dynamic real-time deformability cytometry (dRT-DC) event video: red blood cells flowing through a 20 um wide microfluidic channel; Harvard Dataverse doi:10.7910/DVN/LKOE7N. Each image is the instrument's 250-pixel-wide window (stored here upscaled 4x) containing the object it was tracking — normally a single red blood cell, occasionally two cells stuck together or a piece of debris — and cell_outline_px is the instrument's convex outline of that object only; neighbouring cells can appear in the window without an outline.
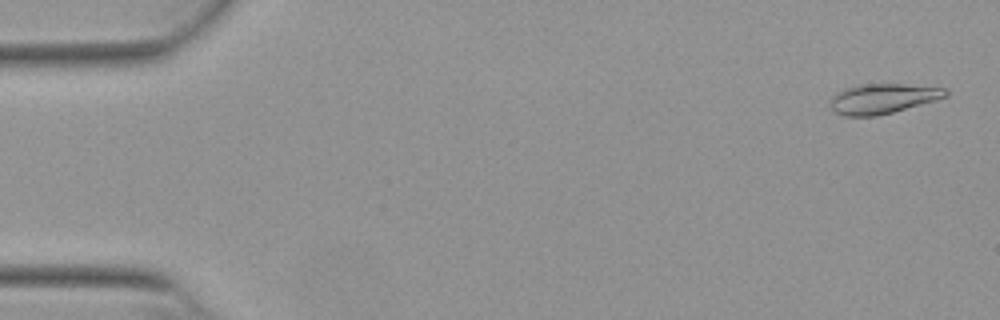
{"species": "Egyptian fruit bat (a non-hibernating species)", "species_latin": "Rousettus aegyptiacus", "temperature_condition": "warm", "stored_images_in_passage": 53, "camera_frame_rate_fps": 3000, "um_per_image_px": 0.085, "animal": {"sex": "female"}, "frame": {"image": 1, "passage_image": 2, "time_ms": 0.333, "image_size_px": [1000, 320], "cell_outline_px": [[948, 96], [936, 100], [892, 112], [876, 116], [844, 116], [836, 112], [832, 108], [832, 96], [836, 92], [844, 88], [856, 84], [904, 84], [948, 88]], "centroid_in_image_um": [75.05, 8.37], "position_along_channel_um": 9.9, "area_um2": 20.11}}
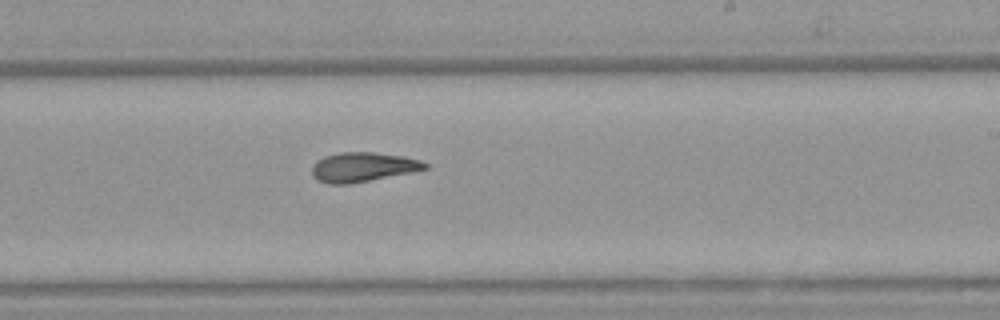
{"frame": {"image": 2, "passage_image": 32, "time_ms": 10.333, "image_size_px": [1000, 320], "cell_outline_px": [[428, 168], [412, 172], [348, 184], [328, 184], [316, 180], [312, 176], [312, 164], [316, 160], [324, 156], [340, 152], [372, 152], [400, 156], [420, 160], [428, 164]], "centroid_in_image_um": [30.78, 14.2], "position_along_channel_um": 258.2, "area_um2": 19.36}}
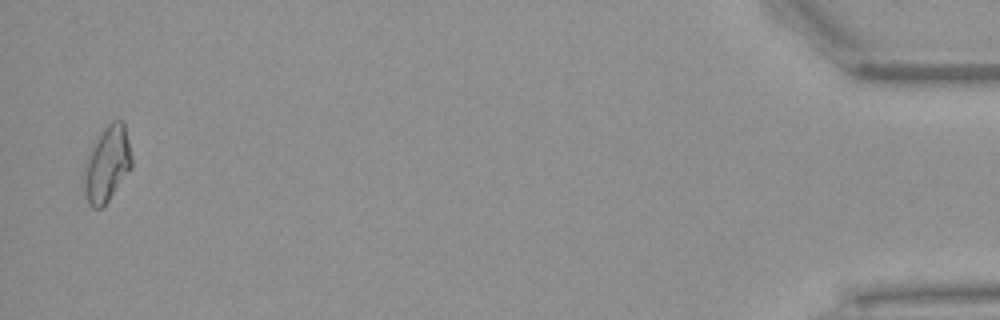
{"frame": {"image": 3, "passage_image": 52, "time_ms": 17.0, "image_size_px": [1000, 320], "cell_outline_px": [[132, 168], [108, 200], [100, 208], [92, 208], [88, 204], [84, 192], [84, 160], [104, 128], [112, 120], [124, 120], [132, 156]], "centroid_in_image_um": [9.11, 13.94], "position_along_channel_um": 426.1, "area_um2": 21.04}, "authors_computed_cell_mechanics": {"area_um2": 19.5942, "velocity_mm_per_s": 3.8592, "shape_relaxation_time_tau1_ms": null, "shape_relaxation_time_tau2_ms": 3.7587, "deformation_change_tau1": null, "deformation_change_tau2": 0.1051}}